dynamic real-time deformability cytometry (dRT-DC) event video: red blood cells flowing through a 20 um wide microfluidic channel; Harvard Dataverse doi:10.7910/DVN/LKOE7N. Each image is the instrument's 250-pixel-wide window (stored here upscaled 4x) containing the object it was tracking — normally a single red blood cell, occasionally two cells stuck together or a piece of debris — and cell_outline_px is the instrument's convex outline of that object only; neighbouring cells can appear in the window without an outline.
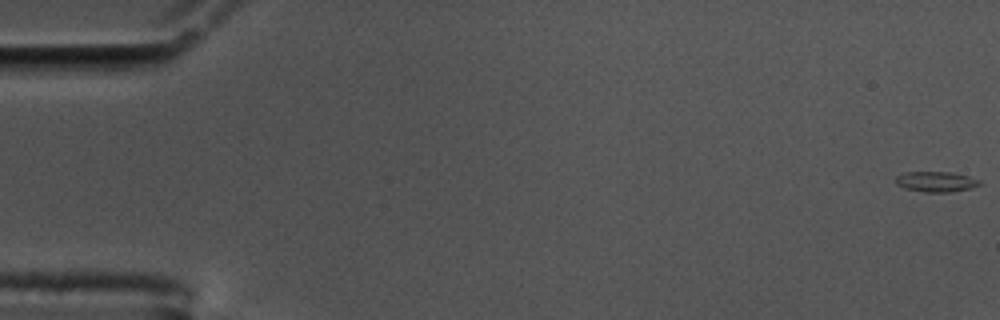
{"species": "common noctule bat (a hibernating species)", "species_latin": "Nyctalus noctula", "temperature_condition": "cold", "stored_images_in_passage": 59, "camera_frame_rate_fps": 3000, "um_per_image_px": 0.085, "animal": {"sex": "male", "body_mass_g": 17.5, "forearm_length_mm": 52.3}, "frame": {"image": 1, "passage_image": 1, "time_ms": 0.0, "image_size_px": [1000, 320], "cell_outline_px": [[980, 184], [972, 188], [952, 192], [924, 192], [904, 188], [896, 184], [896, 176], [904, 172], [952, 172], [968, 176], [980, 180]], "centroid_in_image_um": [79.56, 15.44], "position_along_channel_um": 5.4, "area_um2": 10.0}}
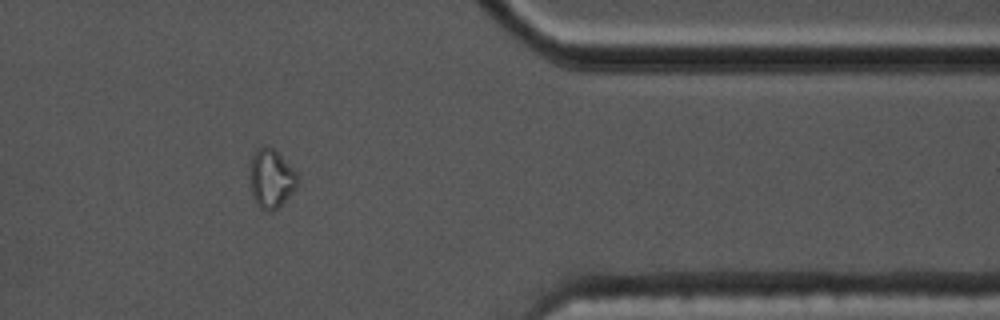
{"frame": {"image": 2, "passage_image": 49, "time_ms": 16.0, "image_size_px": [1000, 320], "cell_outline_px": [[300, 180], [296, 188], [272, 212], [268, 212], [260, 208], [252, 196], [248, 168], [248, 164], [252, 156], [264, 144], [272, 148], [296, 172]], "centroid_in_image_um": [23.02, 15.18], "position_along_channel_um": 388.4, "area_um2": 16.3}}
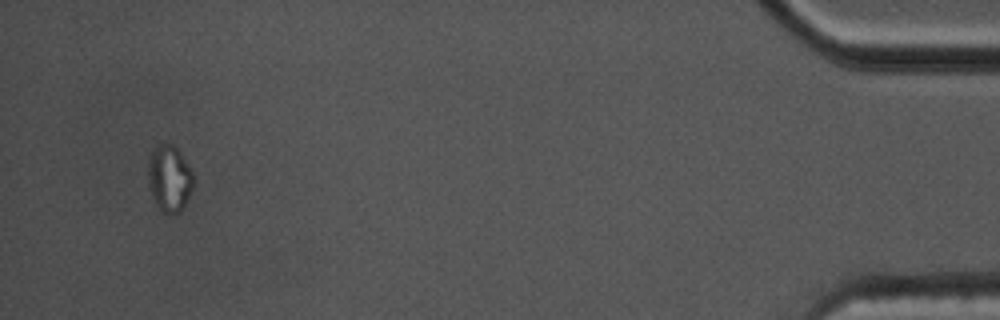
{"frame": {"image": 3, "passage_image": 57, "time_ms": 18.667, "image_size_px": [1000, 320], "cell_outline_px": [[196, 180], [180, 212], [168, 216], [160, 212], [156, 208], [148, 188], [148, 156], [160, 144], [172, 144], [180, 152], [188, 164]], "centroid_in_image_um": [14.38, 15.23], "position_along_channel_um": 420.8, "area_um2": 17.98}}